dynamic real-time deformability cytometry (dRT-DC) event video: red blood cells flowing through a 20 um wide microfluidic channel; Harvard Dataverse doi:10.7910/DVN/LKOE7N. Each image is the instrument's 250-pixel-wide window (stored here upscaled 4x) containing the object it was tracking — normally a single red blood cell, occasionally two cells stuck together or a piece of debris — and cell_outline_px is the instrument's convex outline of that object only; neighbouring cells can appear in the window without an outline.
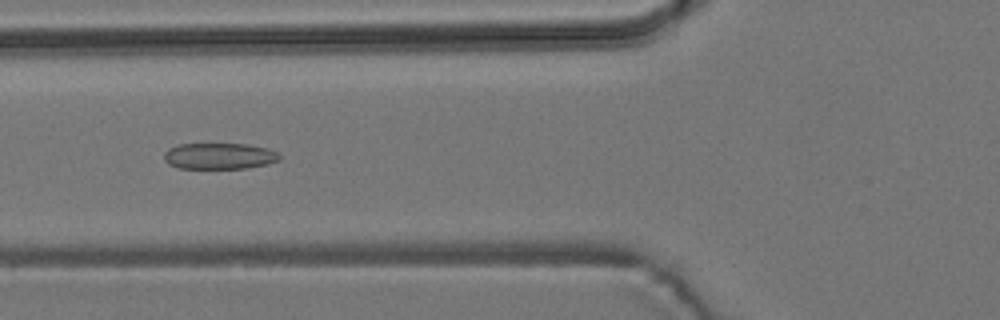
{"species": "common noctule bat (a hibernating species)", "species_latin": "Nyctalus noctula", "temperature_condition": "room temperature", "stored_images_in_passage": 6, "camera_frame_rate_fps": 3000, "um_per_image_px": 0.085, "animal": {"sex": "male", "body_mass_g": 19.2, "forearm_length_mm": 51.8}, "frame": {"image": 1, "passage_image": 5, "time_ms": 6.0, "image_size_px": [1000, 320], "cell_outline_px": [[280, 160], [268, 164], [248, 168], [180, 168], [168, 164], [164, 160], [164, 152], [168, 148], [176, 144], [248, 144], [268, 148], [276, 152], [280, 156]], "centroid_in_image_um": [18.63, 13.26], "position_along_channel_um": 107.2, "area_um2": 17.74}}
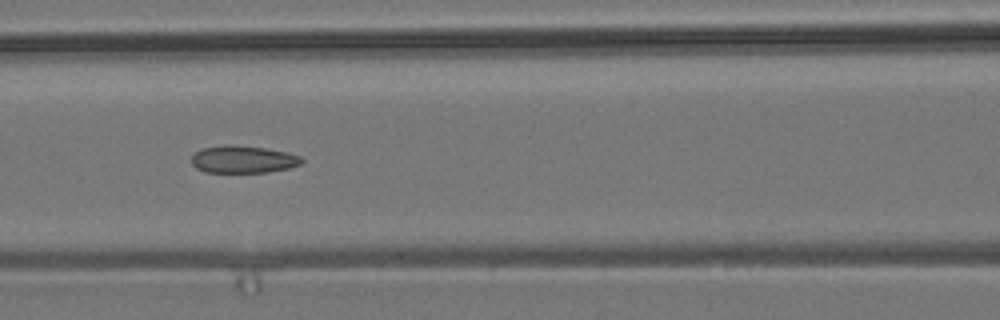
{"frame": {"image": 2, "passage_image": 6, "time_ms": 7.0, "image_size_px": [1000, 320], "cell_outline_px": [[304, 160], [300, 164], [288, 168], [268, 172], [204, 172], [196, 168], [192, 164], [192, 156], [200, 148], [224, 144], [228, 144], [264, 148], [288, 152], [300, 156]], "centroid_in_image_um": [20.64, 13.54], "position_along_channel_um": 146.0, "area_um2": 17.63}}